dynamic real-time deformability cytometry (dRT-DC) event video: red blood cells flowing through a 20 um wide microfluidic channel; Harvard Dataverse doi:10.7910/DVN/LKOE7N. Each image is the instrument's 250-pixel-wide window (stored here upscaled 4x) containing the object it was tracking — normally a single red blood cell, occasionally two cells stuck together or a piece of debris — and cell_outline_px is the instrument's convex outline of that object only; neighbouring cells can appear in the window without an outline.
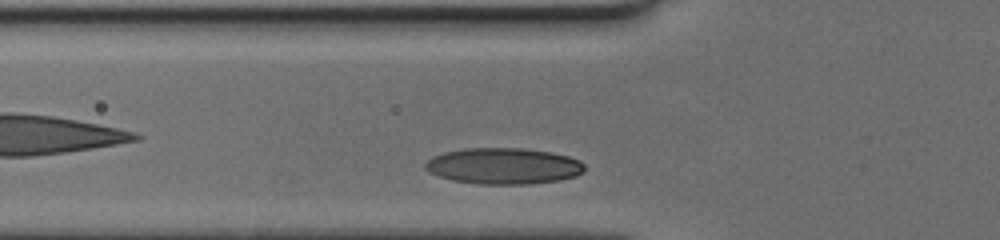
{"species": "human", "species_latin": "Homo sapiens", "temperature_condition": "cold", "stored_images_in_passage": 26, "camera_frame_rate_fps": 3000, "um_per_image_px": 0.085, "donor": {"sex": "female"}, "frame": {"image": 1, "passage_image": 3, "time_ms": 0.667, "image_size_px": [1000, 240], "cell_outline_px": [[584, 172], [576, 176], [560, 180], [528, 184], [480, 184], [452, 180], [428, 172], [424, 168], [424, 164], [432, 156], [444, 152], [464, 148], [524, 148], [552, 152], [568, 156], [580, 160], [584, 164]], "centroid_in_image_um": [42.8, 14.1], "position_along_channel_um": 83.0, "area_um2": 33.81}}
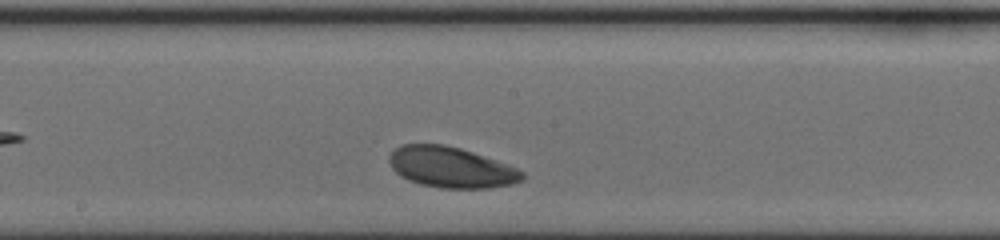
{"frame": {"image": 2, "passage_image": 13, "time_ms": 4.0, "image_size_px": [1000, 240], "cell_outline_px": [[524, 180], [512, 184], [492, 188], [440, 188], [420, 184], [408, 180], [400, 176], [392, 168], [388, 160], [388, 156], [400, 144], [444, 144], [460, 148], [472, 152], [516, 168], [524, 172]], "centroid_in_image_um": [38.32, 14.23], "position_along_channel_um": 209.9, "area_um2": 31.56}}
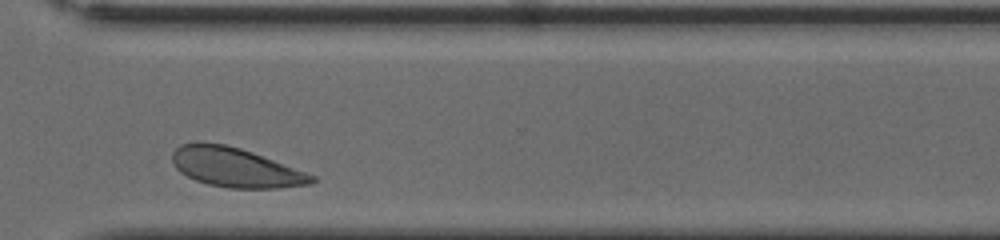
{"frame": {"image": 3, "passage_image": 24, "time_ms": 7.667, "image_size_px": [1000, 240], "cell_outline_px": [[316, 180], [312, 184], [276, 188], [228, 188], [208, 184], [196, 180], [180, 172], [172, 164], [172, 152], [180, 144], [196, 140], [200, 140], [224, 144], [240, 148], [252, 152], [316, 176]], "centroid_in_image_um": [19.96, 14.21], "position_along_channel_um": 350.6, "area_um2": 32.19}}